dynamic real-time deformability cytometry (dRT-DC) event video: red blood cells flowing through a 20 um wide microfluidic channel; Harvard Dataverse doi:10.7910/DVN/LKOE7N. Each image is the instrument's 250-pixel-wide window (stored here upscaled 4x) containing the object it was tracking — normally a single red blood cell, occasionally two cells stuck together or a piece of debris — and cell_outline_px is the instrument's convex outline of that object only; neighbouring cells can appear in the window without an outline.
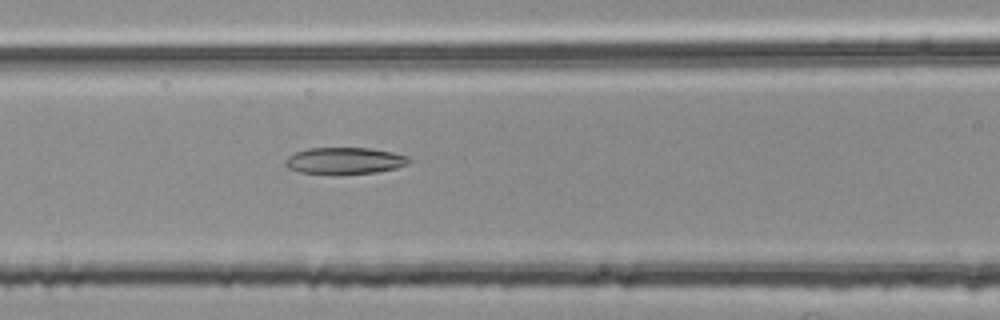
{"species": "common noctule bat (a hibernating species)", "species_latin": "Nyctalus noctula", "temperature_condition": "room temperature", "stored_images_in_passage": 41, "camera_frame_rate_fps": 3000, "um_per_image_px": 0.085, "animal": {"sex": "female", "body_mass_g": 25.1}, "frame": {"image": 1, "passage_image": 10, "time_ms": 3.0, "image_size_px": [1000, 320], "cell_outline_px": [[412, 160], [408, 164], [396, 168], [376, 172], [336, 176], [332, 176], [300, 172], [288, 168], [284, 164], [284, 160], [288, 156], [296, 152], [308, 148], [368, 148], [392, 152], [408, 156]], "centroid_in_image_um": [29.27, 13.69], "position_along_channel_um": 137.3, "area_um2": 19.77}}
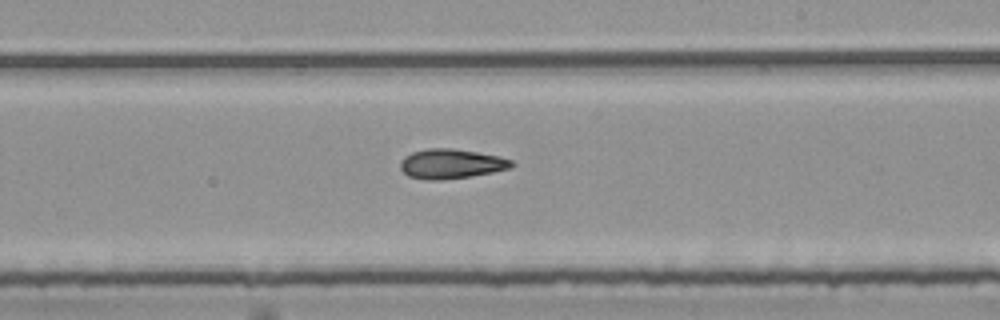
{"frame": {"image": 2, "passage_image": 19, "time_ms": 6.0, "image_size_px": [1000, 320], "cell_outline_px": [[516, 164], [512, 168], [492, 172], [444, 180], [424, 180], [408, 176], [400, 168], [400, 160], [404, 156], [412, 152], [428, 148], [452, 148], [500, 156], [512, 160]], "centroid_in_image_um": [38.34, 13.92], "position_along_channel_um": 250.7, "area_um2": 19.36}}
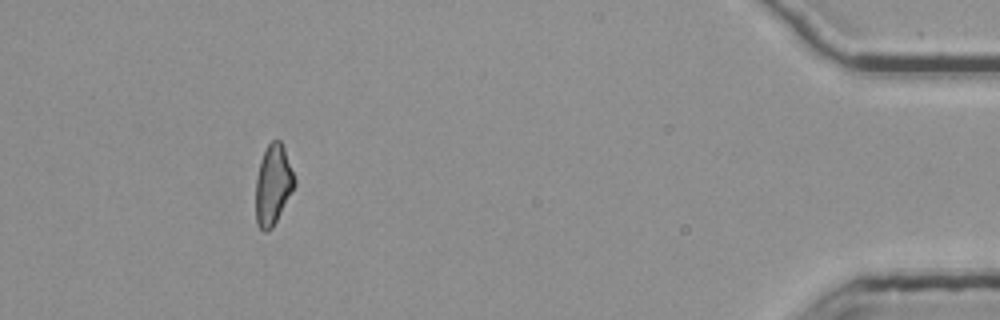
{"frame": {"image": 3, "passage_image": 37, "time_ms": 12.0, "image_size_px": [1000, 320], "cell_outline_px": [[296, 184], [272, 228], [264, 232], [256, 224], [256, 180], [260, 160], [268, 144], [272, 140], [280, 140], [284, 148], [296, 180]], "centroid_in_image_um": [23.2, 15.71], "position_along_channel_um": 412.0, "area_um2": 17.92}, "authors_computed_cell_mechanics": {"area_um2": 18.9584, "velocity_mm_per_s": 3.7977, "shape_relaxation_time_tau1_ms": null, "shape_relaxation_time_tau2_ms": 10.2778, "deformation_change_tau1": null, "deformation_change_tau2": 0.2299}}